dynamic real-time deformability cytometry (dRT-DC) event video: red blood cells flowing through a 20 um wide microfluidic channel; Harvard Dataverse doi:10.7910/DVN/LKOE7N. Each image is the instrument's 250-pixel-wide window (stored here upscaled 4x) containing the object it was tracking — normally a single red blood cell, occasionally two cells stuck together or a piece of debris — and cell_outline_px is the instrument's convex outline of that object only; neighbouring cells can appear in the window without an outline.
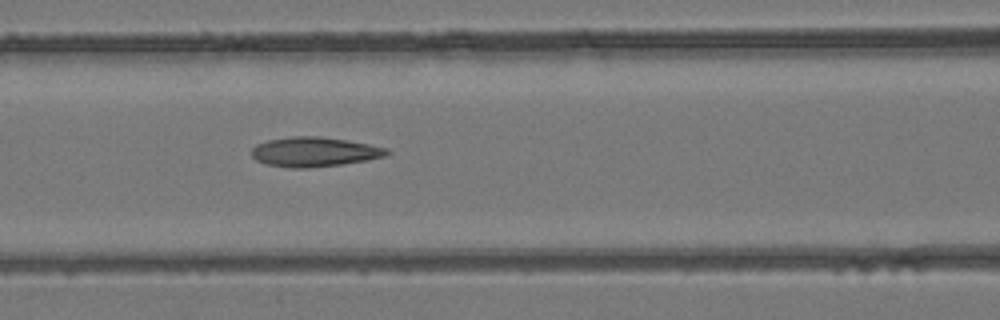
{"species": "common noctule bat (a hibernating species)", "species_latin": "Nyctalus noctula", "temperature_condition": "room temperature", "stored_images_in_passage": 5, "camera_frame_rate_fps": 3000, "um_per_image_px": 0.085, "animal": {"sex": "female", "body_mass_g": 24.6, "forearm_length_mm": 56.2}, "frame": {"image": 1, "passage_image": 5, "time_ms": 5.0, "image_size_px": [1000, 320], "cell_outline_px": [[392, 152], [384, 156], [368, 160], [340, 164], [308, 168], [292, 168], [268, 164], [256, 160], [252, 156], [252, 148], [256, 144], [268, 140], [292, 136], [320, 136], [368, 144], [388, 148]], "centroid_in_image_um": [26.72, 12.9], "position_along_channel_um": 139.9, "area_um2": 23.18}}